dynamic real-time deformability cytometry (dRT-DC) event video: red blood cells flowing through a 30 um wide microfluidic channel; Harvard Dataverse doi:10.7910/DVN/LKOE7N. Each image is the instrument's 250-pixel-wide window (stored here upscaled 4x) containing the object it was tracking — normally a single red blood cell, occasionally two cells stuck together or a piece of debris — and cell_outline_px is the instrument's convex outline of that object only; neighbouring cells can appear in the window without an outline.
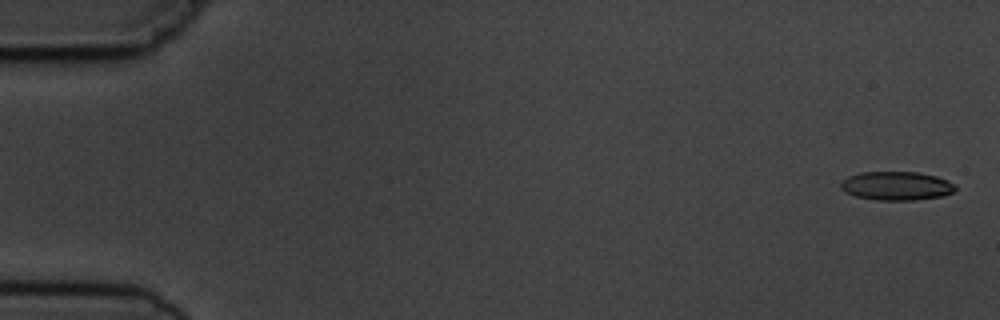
{"species": "common noctule bat (a hibernating species)", "species_latin": "Nyctalus noctula", "temperature_condition": "cold", "stored_images_in_passage": 5, "camera_frame_rate_fps": 3000, "um_per_image_px": 0.085, "animal": {"sex": "male", "body_mass_g": 19.5, "forearm_length_mm": 54.6}, "frame": {"image": 1, "passage_image": 1, "time_ms": 0.0, "image_size_px": [1000, 320], "cell_outline_px": [[956, 192], [944, 196], [916, 200], [876, 200], [856, 196], [844, 192], [840, 188], [840, 180], [848, 176], [860, 172], [920, 172], [936, 176], [948, 180], [956, 188]], "centroid_in_image_um": [76.19, 15.8], "position_along_channel_um": 8.8, "area_um2": 19.48}}
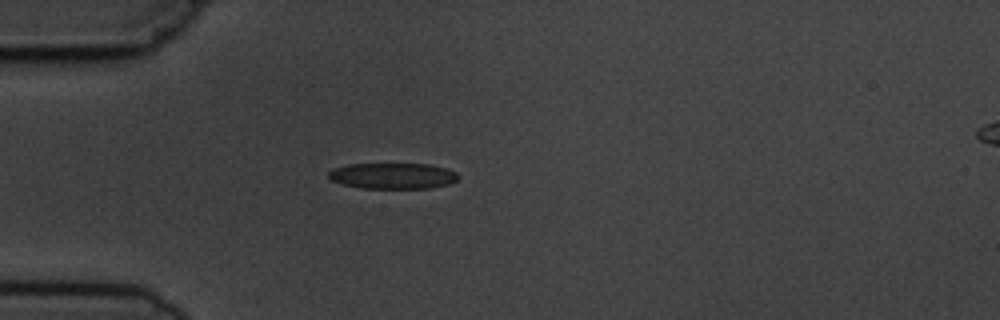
{"frame": {"image": 2, "passage_image": 5, "time_ms": 4.667, "image_size_px": [1000, 320], "cell_outline_px": [[460, 176], [456, 180], [448, 184], [428, 188], [360, 188], [344, 184], [332, 180], [328, 176], [328, 172], [332, 168], [348, 164], [428, 164], [444, 168], [456, 172]], "centroid_in_image_um": [33.37, 14.94], "position_along_channel_um": 51.6, "area_um2": 19.48}}